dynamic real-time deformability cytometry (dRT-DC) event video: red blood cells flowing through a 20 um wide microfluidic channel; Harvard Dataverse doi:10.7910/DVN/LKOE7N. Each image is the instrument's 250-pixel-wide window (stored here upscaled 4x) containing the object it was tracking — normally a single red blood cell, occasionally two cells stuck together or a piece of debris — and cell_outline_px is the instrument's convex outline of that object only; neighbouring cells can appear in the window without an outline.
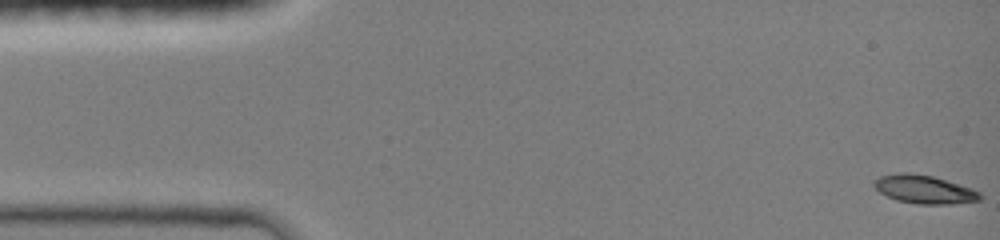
{"species": "common noctule bat (a hibernating species)", "species_latin": "Nyctalus noctula", "temperature_condition": "room temperature", "stored_images_in_passage": 46, "camera_frame_rate_fps": 3000, "um_per_image_px": 0.085, "animal": {"sex": "female", "body_mass_g": 19.0, "forearm_length_mm": 51.5}, "frame": {"image": 1, "passage_image": 1, "time_ms": 0.0, "image_size_px": [1000, 240], "cell_outline_px": [[980, 200], [948, 204], [920, 204], [896, 200], [880, 192], [872, 184], [880, 176], [904, 172], [908, 172], [932, 176], [980, 192]], "centroid_in_image_um": [78.51, 16.1], "position_along_channel_um": 6.5, "area_um2": 16.99}}
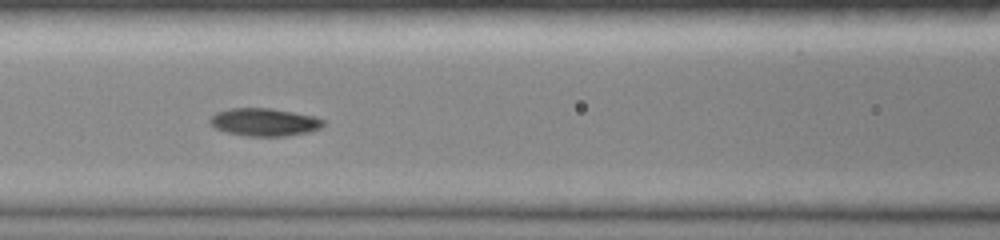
{"frame": {"image": 2, "passage_image": 20, "time_ms": 6.333, "image_size_px": [1000, 240], "cell_outline_px": [[324, 124], [320, 128], [308, 132], [284, 136], [248, 136], [228, 132], [216, 128], [208, 120], [216, 112], [232, 108], [268, 108], [292, 112], [312, 116], [324, 120]], "centroid_in_image_um": [22.46, 10.38], "position_along_channel_um": 144.1, "area_um2": 18.03}}
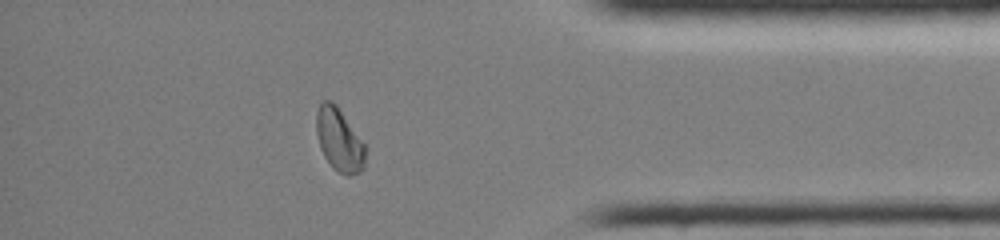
{"frame": {"image": 3, "passage_image": 40, "time_ms": 13.0, "image_size_px": [1000, 240], "cell_outline_px": [[364, 168], [360, 172], [348, 176], [332, 168], [324, 156], [320, 148], [316, 132], [316, 112], [320, 104], [324, 100], [332, 100], [336, 104], [364, 144]], "centroid_in_image_um": [28.8, 11.89], "position_along_channel_um": 406.4, "area_um2": 17.8}, "authors_computed_cell_mechanics": {"area_um2": 17.8313, "velocity_mm_per_s": 4.15, "shape_relaxation_time_tau1_ms": 3.8189, "shape_relaxation_time_tau2_ms": 10.7351, "deformation_change_tau1": 0.1248, "deformation_change_tau2": 0.1277}}